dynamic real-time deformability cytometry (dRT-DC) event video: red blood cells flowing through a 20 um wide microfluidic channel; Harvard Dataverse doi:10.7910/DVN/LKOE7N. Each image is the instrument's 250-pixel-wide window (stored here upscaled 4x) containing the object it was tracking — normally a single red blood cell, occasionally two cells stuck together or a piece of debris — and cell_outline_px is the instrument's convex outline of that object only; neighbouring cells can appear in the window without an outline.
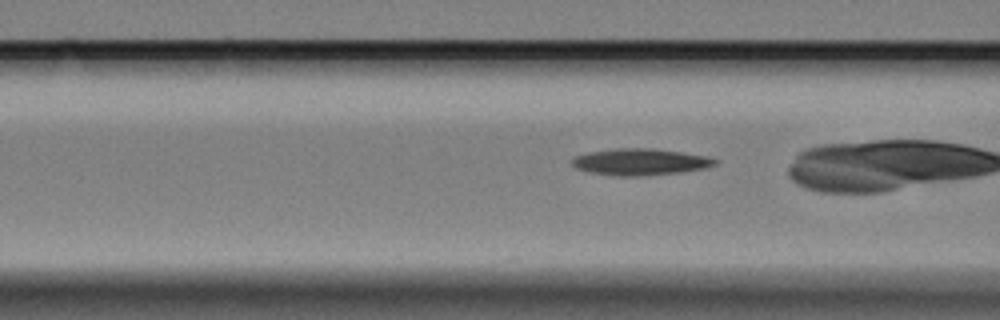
{"species": "Egyptian fruit bat (a non-hibernating species)", "species_latin": "Rousettus aegyptiacus", "temperature_condition": "cold", "stored_images_in_passage": 44, "camera_frame_rate_fps": 3000, "um_per_image_px": 0.085, "animal": {"sex": "female"}, "frame": {"image": 1, "passage_image": 19, "time_ms": 6.0, "image_size_px": [1000, 320], "cell_outline_px": [[720, 160], [716, 164], [704, 168], [684, 172], [640, 176], [616, 176], [588, 172], [576, 168], [572, 164], [572, 160], [576, 156], [588, 152], [616, 148], [652, 148], [708, 156]], "centroid_in_image_um": [54.44, 13.76], "position_along_channel_um": 112.2, "area_um2": 22.25}, "authors_computed_cell_mechanics": {"area_um2": 21.9062, "velocity_mm_per_s": 3.3019, "shape_relaxation_time_tau1_ms": 7.1912, "shape_relaxation_time_tau2_ms": null, "deformation_change_tau1": 0.1147, "deformation_change_tau2": null}}